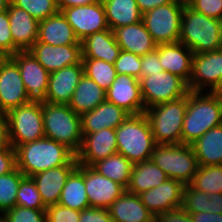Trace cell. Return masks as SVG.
<instances>
[{
    "instance_id": "obj_1",
    "label": "cell",
    "mask_w": 222,
    "mask_h": 222,
    "mask_svg": "<svg viewBox=\"0 0 222 222\" xmlns=\"http://www.w3.org/2000/svg\"><path fill=\"white\" fill-rule=\"evenodd\" d=\"M221 124L222 92L189 91L182 125V144H193L208 130Z\"/></svg>"
},
{
    "instance_id": "obj_2",
    "label": "cell",
    "mask_w": 222,
    "mask_h": 222,
    "mask_svg": "<svg viewBox=\"0 0 222 222\" xmlns=\"http://www.w3.org/2000/svg\"><path fill=\"white\" fill-rule=\"evenodd\" d=\"M16 168L25 177L66 164H78L76 154L64 144L49 138L18 145L15 148Z\"/></svg>"
},
{
    "instance_id": "obj_3",
    "label": "cell",
    "mask_w": 222,
    "mask_h": 222,
    "mask_svg": "<svg viewBox=\"0 0 222 222\" xmlns=\"http://www.w3.org/2000/svg\"><path fill=\"white\" fill-rule=\"evenodd\" d=\"M179 42L194 54L219 50L222 48V21L196 12L185 4Z\"/></svg>"
},
{
    "instance_id": "obj_4",
    "label": "cell",
    "mask_w": 222,
    "mask_h": 222,
    "mask_svg": "<svg viewBox=\"0 0 222 222\" xmlns=\"http://www.w3.org/2000/svg\"><path fill=\"white\" fill-rule=\"evenodd\" d=\"M117 153L132 164L151 159L156 142L145 113L129 115L116 129Z\"/></svg>"
},
{
    "instance_id": "obj_5",
    "label": "cell",
    "mask_w": 222,
    "mask_h": 222,
    "mask_svg": "<svg viewBox=\"0 0 222 222\" xmlns=\"http://www.w3.org/2000/svg\"><path fill=\"white\" fill-rule=\"evenodd\" d=\"M45 137L64 144L75 154L83 139L81 116L69 105L42 103Z\"/></svg>"
},
{
    "instance_id": "obj_6",
    "label": "cell",
    "mask_w": 222,
    "mask_h": 222,
    "mask_svg": "<svg viewBox=\"0 0 222 222\" xmlns=\"http://www.w3.org/2000/svg\"><path fill=\"white\" fill-rule=\"evenodd\" d=\"M186 110L187 95L145 110L156 144H182Z\"/></svg>"
},
{
    "instance_id": "obj_7",
    "label": "cell",
    "mask_w": 222,
    "mask_h": 222,
    "mask_svg": "<svg viewBox=\"0 0 222 222\" xmlns=\"http://www.w3.org/2000/svg\"><path fill=\"white\" fill-rule=\"evenodd\" d=\"M150 160L183 185L191 183L199 166L192 146L186 144H156Z\"/></svg>"
},
{
    "instance_id": "obj_8",
    "label": "cell",
    "mask_w": 222,
    "mask_h": 222,
    "mask_svg": "<svg viewBox=\"0 0 222 222\" xmlns=\"http://www.w3.org/2000/svg\"><path fill=\"white\" fill-rule=\"evenodd\" d=\"M8 137L15 148L45 137L42 103L28 102L7 112Z\"/></svg>"
},
{
    "instance_id": "obj_9",
    "label": "cell",
    "mask_w": 222,
    "mask_h": 222,
    "mask_svg": "<svg viewBox=\"0 0 222 222\" xmlns=\"http://www.w3.org/2000/svg\"><path fill=\"white\" fill-rule=\"evenodd\" d=\"M185 4L183 0H173L143 13L142 21L157 45L179 41Z\"/></svg>"
},
{
    "instance_id": "obj_10",
    "label": "cell",
    "mask_w": 222,
    "mask_h": 222,
    "mask_svg": "<svg viewBox=\"0 0 222 222\" xmlns=\"http://www.w3.org/2000/svg\"><path fill=\"white\" fill-rule=\"evenodd\" d=\"M139 82L145 109L177 100L189 92L188 84L182 78L167 71L141 76Z\"/></svg>"
},
{
    "instance_id": "obj_11",
    "label": "cell",
    "mask_w": 222,
    "mask_h": 222,
    "mask_svg": "<svg viewBox=\"0 0 222 222\" xmlns=\"http://www.w3.org/2000/svg\"><path fill=\"white\" fill-rule=\"evenodd\" d=\"M189 91L222 92V48L194 54Z\"/></svg>"
},
{
    "instance_id": "obj_12",
    "label": "cell",
    "mask_w": 222,
    "mask_h": 222,
    "mask_svg": "<svg viewBox=\"0 0 222 222\" xmlns=\"http://www.w3.org/2000/svg\"><path fill=\"white\" fill-rule=\"evenodd\" d=\"M10 58L17 64L29 102L45 103L50 73L29 50L18 51Z\"/></svg>"
},
{
    "instance_id": "obj_13",
    "label": "cell",
    "mask_w": 222,
    "mask_h": 222,
    "mask_svg": "<svg viewBox=\"0 0 222 222\" xmlns=\"http://www.w3.org/2000/svg\"><path fill=\"white\" fill-rule=\"evenodd\" d=\"M61 12L73 28L79 41L90 34L110 29L102 0L94 4L64 8Z\"/></svg>"
},
{
    "instance_id": "obj_14",
    "label": "cell",
    "mask_w": 222,
    "mask_h": 222,
    "mask_svg": "<svg viewBox=\"0 0 222 222\" xmlns=\"http://www.w3.org/2000/svg\"><path fill=\"white\" fill-rule=\"evenodd\" d=\"M28 102L19 68L8 57L0 65V111L7 113L9 110Z\"/></svg>"
},
{
    "instance_id": "obj_15",
    "label": "cell",
    "mask_w": 222,
    "mask_h": 222,
    "mask_svg": "<svg viewBox=\"0 0 222 222\" xmlns=\"http://www.w3.org/2000/svg\"><path fill=\"white\" fill-rule=\"evenodd\" d=\"M106 101L123 108L130 115L142 114L146 110L139 79L126 74H117L106 91Z\"/></svg>"
},
{
    "instance_id": "obj_16",
    "label": "cell",
    "mask_w": 222,
    "mask_h": 222,
    "mask_svg": "<svg viewBox=\"0 0 222 222\" xmlns=\"http://www.w3.org/2000/svg\"><path fill=\"white\" fill-rule=\"evenodd\" d=\"M29 51L49 73L82 61L81 44L54 46L36 41Z\"/></svg>"
},
{
    "instance_id": "obj_17",
    "label": "cell",
    "mask_w": 222,
    "mask_h": 222,
    "mask_svg": "<svg viewBox=\"0 0 222 222\" xmlns=\"http://www.w3.org/2000/svg\"><path fill=\"white\" fill-rule=\"evenodd\" d=\"M115 153H117L115 129L104 128L83 136L81 147L76 153V160L78 164L92 166Z\"/></svg>"
},
{
    "instance_id": "obj_18",
    "label": "cell",
    "mask_w": 222,
    "mask_h": 222,
    "mask_svg": "<svg viewBox=\"0 0 222 222\" xmlns=\"http://www.w3.org/2000/svg\"><path fill=\"white\" fill-rule=\"evenodd\" d=\"M84 184L90 207L107 209L126 190L122 185L101 175L92 166H84Z\"/></svg>"
},
{
    "instance_id": "obj_19",
    "label": "cell",
    "mask_w": 222,
    "mask_h": 222,
    "mask_svg": "<svg viewBox=\"0 0 222 222\" xmlns=\"http://www.w3.org/2000/svg\"><path fill=\"white\" fill-rule=\"evenodd\" d=\"M83 74L82 61L50 73L46 102L68 105Z\"/></svg>"
},
{
    "instance_id": "obj_20",
    "label": "cell",
    "mask_w": 222,
    "mask_h": 222,
    "mask_svg": "<svg viewBox=\"0 0 222 222\" xmlns=\"http://www.w3.org/2000/svg\"><path fill=\"white\" fill-rule=\"evenodd\" d=\"M184 185L168 178L159 186L139 194L142 203L155 218L168 210L181 207Z\"/></svg>"
},
{
    "instance_id": "obj_21",
    "label": "cell",
    "mask_w": 222,
    "mask_h": 222,
    "mask_svg": "<svg viewBox=\"0 0 222 222\" xmlns=\"http://www.w3.org/2000/svg\"><path fill=\"white\" fill-rule=\"evenodd\" d=\"M77 166L78 164H66L31 176L45 207L58 204L61 191Z\"/></svg>"
},
{
    "instance_id": "obj_22",
    "label": "cell",
    "mask_w": 222,
    "mask_h": 222,
    "mask_svg": "<svg viewBox=\"0 0 222 222\" xmlns=\"http://www.w3.org/2000/svg\"><path fill=\"white\" fill-rule=\"evenodd\" d=\"M130 114L113 103L104 101L81 115L82 134H91L104 128L116 129Z\"/></svg>"
},
{
    "instance_id": "obj_23",
    "label": "cell",
    "mask_w": 222,
    "mask_h": 222,
    "mask_svg": "<svg viewBox=\"0 0 222 222\" xmlns=\"http://www.w3.org/2000/svg\"><path fill=\"white\" fill-rule=\"evenodd\" d=\"M8 17L13 43L20 51L29 50L38 39L39 21L11 2Z\"/></svg>"
},
{
    "instance_id": "obj_24",
    "label": "cell",
    "mask_w": 222,
    "mask_h": 222,
    "mask_svg": "<svg viewBox=\"0 0 222 222\" xmlns=\"http://www.w3.org/2000/svg\"><path fill=\"white\" fill-rule=\"evenodd\" d=\"M158 54L164 71L177 75L187 84L189 83L194 53L188 47L179 41L159 44Z\"/></svg>"
},
{
    "instance_id": "obj_25",
    "label": "cell",
    "mask_w": 222,
    "mask_h": 222,
    "mask_svg": "<svg viewBox=\"0 0 222 222\" xmlns=\"http://www.w3.org/2000/svg\"><path fill=\"white\" fill-rule=\"evenodd\" d=\"M113 32L121 50L143 56L157 47L143 21L115 28Z\"/></svg>"
},
{
    "instance_id": "obj_26",
    "label": "cell",
    "mask_w": 222,
    "mask_h": 222,
    "mask_svg": "<svg viewBox=\"0 0 222 222\" xmlns=\"http://www.w3.org/2000/svg\"><path fill=\"white\" fill-rule=\"evenodd\" d=\"M107 210L114 222H154L156 219L139 195L126 190Z\"/></svg>"
},
{
    "instance_id": "obj_27",
    "label": "cell",
    "mask_w": 222,
    "mask_h": 222,
    "mask_svg": "<svg viewBox=\"0 0 222 222\" xmlns=\"http://www.w3.org/2000/svg\"><path fill=\"white\" fill-rule=\"evenodd\" d=\"M82 58H93L114 64L121 48L116 42L114 32L107 29L85 37L81 41Z\"/></svg>"
},
{
    "instance_id": "obj_28",
    "label": "cell",
    "mask_w": 222,
    "mask_h": 222,
    "mask_svg": "<svg viewBox=\"0 0 222 222\" xmlns=\"http://www.w3.org/2000/svg\"><path fill=\"white\" fill-rule=\"evenodd\" d=\"M37 41L54 46L81 44L61 11L39 21Z\"/></svg>"
},
{
    "instance_id": "obj_29",
    "label": "cell",
    "mask_w": 222,
    "mask_h": 222,
    "mask_svg": "<svg viewBox=\"0 0 222 222\" xmlns=\"http://www.w3.org/2000/svg\"><path fill=\"white\" fill-rule=\"evenodd\" d=\"M105 100L106 91L92 79L83 74L79 83L75 87L74 94L68 105L75 113L81 116L82 114L93 110Z\"/></svg>"
},
{
    "instance_id": "obj_30",
    "label": "cell",
    "mask_w": 222,
    "mask_h": 222,
    "mask_svg": "<svg viewBox=\"0 0 222 222\" xmlns=\"http://www.w3.org/2000/svg\"><path fill=\"white\" fill-rule=\"evenodd\" d=\"M199 166L222 165V124L191 144Z\"/></svg>"
},
{
    "instance_id": "obj_31",
    "label": "cell",
    "mask_w": 222,
    "mask_h": 222,
    "mask_svg": "<svg viewBox=\"0 0 222 222\" xmlns=\"http://www.w3.org/2000/svg\"><path fill=\"white\" fill-rule=\"evenodd\" d=\"M166 179H168V177L165 172L153 161L146 160L133 164L129 185L126 191L139 195L142 192L159 186Z\"/></svg>"
},
{
    "instance_id": "obj_32",
    "label": "cell",
    "mask_w": 222,
    "mask_h": 222,
    "mask_svg": "<svg viewBox=\"0 0 222 222\" xmlns=\"http://www.w3.org/2000/svg\"><path fill=\"white\" fill-rule=\"evenodd\" d=\"M107 23L113 31L115 28L142 21L143 13L136 0H102Z\"/></svg>"
},
{
    "instance_id": "obj_33",
    "label": "cell",
    "mask_w": 222,
    "mask_h": 222,
    "mask_svg": "<svg viewBox=\"0 0 222 222\" xmlns=\"http://www.w3.org/2000/svg\"><path fill=\"white\" fill-rule=\"evenodd\" d=\"M58 203L80 212L90 207L84 184V165L78 164L69 175Z\"/></svg>"
},
{
    "instance_id": "obj_34",
    "label": "cell",
    "mask_w": 222,
    "mask_h": 222,
    "mask_svg": "<svg viewBox=\"0 0 222 222\" xmlns=\"http://www.w3.org/2000/svg\"><path fill=\"white\" fill-rule=\"evenodd\" d=\"M92 167L101 175L119 183L125 189L129 185L133 164L120 153L99 160Z\"/></svg>"
},
{
    "instance_id": "obj_35",
    "label": "cell",
    "mask_w": 222,
    "mask_h": 222,
    "mask_svg": "<svg viewBox=\"0 0 222 222\" xmlns=\"http://www.w3.org/2000/svg\"><path fill=\"white\" fill-rule=\"evenodd\" d=\"M189 185L193 189L208 195L222 193V165L198 166L197 172Z\"/></svg>"
},
{
    "instance_id": "obj_36",
    "label": "cell",
    "mask_w": 222,
    "mask_h": 222,
    "mask_svg": "<svg viewBox=\"0 0 222 222\" xmlns=\"http://www.w3.org/2000/svg\"><path fill=\"white\" fill-rule=\"evenodd\" d=\"M84 74L107 91L114 82L117 72L114 64L93 58H82Z\"/></svg>"
},
{
    "instance_id": "obj_37",
    "label": "cell",
    "mask_w": 222,
    "mask_h": 222,
    "mask_svg": "<svg viewBox=\"0 0 222 222\" xmlns=\"http://www.w3.org/2000/svg\"><path fill=\"white\" fill-rule=\"evenodd\" d=\"M24 177L18 168L0 176V216L16 206L17 192Z\"/></svg>"
},
{
    "instance_id": "obj_38",
    "label": "cell",
    "mask_w": 222,
    "mask_h": 222,
    "mask_svg": "<svg viewBox=\"0 0 222 222\" xmlns=\"http://www.w3.org/2000/svg\"><path fill=\"white\" fill-rule=\"evenodd\" d=\"M10 2L28 12L38 21L45 20L59 12L55 0H10Z\"/></svg>"
},
{
    "instance_id": "obj_39",
    "label": "cell",
    "mask_w": 222,
    "mask_h": 222,
    "mask_svg": "<svg viewBox=\"0 0 222 222\" xmlns=\"http://www.w3.org/2000/svg\"><path fill=\"white\" fill-rule=\"evenodd\" d=\"M16 205L30 209H46L31 177H24L17 192Z\"/></svg>"
},
{
    "instance_id": "obj_40",
    "label": "cell",
    "mask_w": 222,
    "mask_h": 222,
    "mask_svg": "<svg viewBox=\"0 0 222 222\" xmlns=\"http://www.w3.org/2000/svg\"><path fill=\"white\" fill-rule=\"evenodd\" d=\"M210 196L202 191L184 185L181 208L188 213L209 212Z\"/></svg>"
},
{
    "instance_id": "obj_41",
    "label": "cell",
    "mask_w": 222,
    "mask_h": 222,
    "mask_svg": "<svg viewBox=\"0 0 222 222\" xmlns=\"http://www.w3.org/2000/svg\"><path fill=\"white\" fill-rule=\"evenodd\" d=\"M0 219L3 222H46V209H30L16 205L5 211Z\"/></svg>"
},
{
    "instance_id": "obj_42",
    "label": "cell",
    "mask_w": 222,
    "mask_h": 222,
    "mask_svg": "<svg viewBox=\"0 0 222 222\" xmlns=\"http://www.w3.org/2000/svg\"><path fill=\"white\" fill-rule=\"evenodd\" d=\"M117 74H126L137 79L141 78V56L121 50L114 63Z\"/></svg>"
},
{
    "instance_id": "obj_43",
    "label": "cell",
    "mask_w": 222,
    "mask_h": 222,
    "mask_svg": "<svg viewBox=\"0 0 222 222\" xmlns=\"http://www.w3.org/2000/svg\"><path fill=\"white\" fill-rule=\"evenodd\" d=\"M186 4L196 12L222 21V0H187Z\"/></svg>"
},
{
    "instance_id": "obj_44",
    "label": "cell",
    "mask_w": 222,
    "mask_h": 222,
    "mask_svg": "<svg viewBox=\"0 0 222 222\" xmlns=\"http://www.w3.org/2000/svg\"><path fill=\"white\" fill-rule=\"evenodd\" d=\"M80 211L60 205L46 207V222H79Z\"/></svg>"
},
{
    "instance_id": "obj_45",
    "label": "cell",
    "mask_w": 222,
    "mask_h": 222,
    "mask_svg": "<svg viewBox=\"0 0 222 222\" xmlns=\"http://www.w3.org/2000/svg\"><path fill=\"white\" fill-rule=\"evenodd\" d=\"M0 48L8 57L20 51L13 43L8 9L0 13Z\"/></svg>"
},
{
    "instance_id": "obj_46",
    "label": "cell",
    "mask_w": 222,
    "mask_h": 222,
    "mask_svg": "<svg viewBox=\"0 0 222 222\" xmlns=\"http://www.w3.org/2000/svg\"><path fill=\"white\" fill-rule=\"evenodd\" d=\"M161 65L157 45L154 51L141 56V76H149L164 71Z\"/></svg>"
},
{
    "instance_id": "obj_47",
    "label": "cell",
    "mask_w": 222,
    "mask_h": 222,
    "mask_svg": "<svg viewBox=\"0 0 222 222\" xmlns=\"http://www.w3.org/2000/svg\"><path fill=\"white\" fill-rule=\"evenodd\" d=\"M79 222H114L105 208L89 207L80 212Z\"/></svg>"
},
{
    "instance_id": "obj_48",
    "label": "cell",
    "mask_w": 222,
    "mask_h": 222,
    "mask_svg": "<svg viewBox=\"0 0 222 222\" xmlns=\"http://www.w3.org/2000/svg\"><path fill=\"white\" fill-rule=\"evenodd\" d=\"M15 168V149L11 145L5 148H0V176L12 172Z\"/></svg>"
},
{
    "instance_id": "obj_49",
    "label": "cell",
    "mask_w": 222,
    "mask_h": 222,
    "mask_svg": "<svg viewBox=\"0 0 222 222\" xmlns=\"http://www.w3.org/2000/svg\"><path fill=\"white\" fill-rule=\"evenodd\" d=\"M156 222H193L186 210H183L181 207L175 208L173 210H168L159 214L156 219Z\"/></svg>"
},
{
    "instance_id": "obj_50",
    "label": "cell",
    "mask_w": 222,
    "mask_h": 222,
    "mask_svg": "<svg viewBox=\"0 0 222 222\" xmlns=\"http://www.w3.org/2000/svg\"><path fill=\"white\" fill-rule=\"evenodd\" d=\"M9 145L7 113L0 111V148H5Z\"/></svg>"
},
{
    "instance_id": "obj_51",
    "label": "cell",
    "mask_w": 222,
    "mask_h": 222,
    "mask_svg": "<svg viewBox=\"0 0 222 222\" xmlns=\"http://www.w3.org/2000/svg\"><path fill=\"white\" fill-rule=\"evenodd\" d=\"M193 222H222V214L212 212L190 213Z\"/></svg>"
},
{
    "instance_id": "obj_52",
    "label": "cell",
    "mask_w": 222,
    "mask_h": 222,
    "mask_svg": "<svg viewBox=\"0 0 222 222\" xmlns=\"http://www.w3.org/2000/svg\"><path fill=\"white\" fill-rule=\"evenodd\" d=\"M173 0H136L137 6L142 13L154 9L160 5L171 3Z\"/></svg>"
},
{
    "instance_id": "obj_53",
    "label": "cell",
    "mask_w": 222,
    "mask_h": 222,
    "mask_svg": "<svg viewBox=\"0 0 222 222\" xmlns=\"http://www.w3.org/2000/svg\"><path fill=\"white\" fill-rule=\"evenodd\" d=\"M97 1L99 0H55V3L59 11H61L64 8L94 4Z\"/></svg>"
},
{
    "instance_id": "obj_54",
    "label": "cell",
    "mask_w": 222,
    "mask_h": 222,
    "mask_svg": "<svg viewBox=\"0 0 222 222\" xmlns=\"http://www.w3.org/2000/svg\"><path fill=\"white\" fill-rule=\"evenodd\" d=\"M209 196V212L222 214V193H212Z\"/></svg>"
},
{
    "instance_id": "obj_55",
    "label": "cell",
    "mask_w": 222,
    "mask_h": 222,
    "mask_svg": "<svg viewBox=\"0 0 222 222\" xmlns=\"http://www.w3.org/2000/svg\"><path fill=\"white\" fill-rule=\"evenodd\" d=\"M10 0H0V13L8 9Z\"/></svg>"
},
{
    "instance_id": "obj_56",
    "label": "cell",
    "mask_w": 222,
    "mask_h": 222,
    "mask_svg": "<svg viewBox=\"0 0 222 222\" xmlns=\"http://www.w3.org/2000/svg\"><path fill=\"white\" fill-rule=\"evenodd\" d=\"M0 57H8V56L2 51L1 48H0Z\"/></svg>"
},
{
    "instance_id": "obj_57",
    "label": "cell",
    "mask_w": 222,
    "mask_h": 222,
    "mask_svg": "<svg viewBox=\"0 0 222 222\" xmlns=\"http://www.w3.org/2000/svg\"><path fill=\"white\" fill-rule=\"evenodd\" d=\"M8 57H0V65L7 59Z\"/></svg>"
}]
</instances>
